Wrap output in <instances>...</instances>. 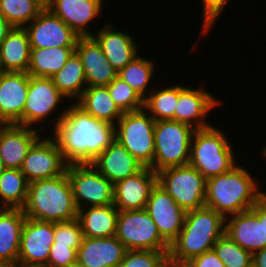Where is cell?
Instances as JSON below:
<instances>
[{"mask_svg":"<svg viewBox=\"0 0 266 267\" xmlns=\"http://www.w3.org/2000/svg\"><path fill=\"white\" fill-rule=\"evenodd\" d=\"M54 124L53 136L68 164L91 163L116 139L115 125L95 119L75 103Z\"/></svg>","mask_w":266,"mask_h":267,"instance_id":"6da1fadb","label":"cell"},{"mask_svg":"<svg viewBox=\"0 0 266 267\" xmlns=\"http://www.w3.org/2000/svg\"><path fill=\"white\" fill-rule=\"evenodd\" d=\"M257 184L246 168L235 165L224 174L206 179L205 206L225 218L249 210L266 194Z\"/></svg>","mask_w":266,"mask_h":267,"instance_id":"7a4b0ae2","label":"cell"},{"mask_svg":"<svg viewBox=\"0 0 266 267\" xmlns=\"http://www.w3.org/2000/svg\"><path fill=\"white\" fill-rule=\"evenodd\" d=\"M26 218L47 222H62L77 218L67 172L51 179L29 183L27 200L22 208Z\"/></svg>","mask_w":266,"mask_h":267,"instance_id":"3957f363","label":"cell"},{"mask_svg":"<svg viewBox=\"0 0 266 267\" xmlns=\"http://www.w3.org/2000/svg\"><path fill=\"white\" fill-rule=\"evenodd\" d=\"M226 218L206 206L186 212L183 228L170 244L169 253L181 263L213 249L225 234Z\"/></svg>","mask_w":266,"mask_h":267,"instance_id":"277c9868","label":"cell"},{"mask_svg":"<svg viewBox=\"0 0 266 267\" xmlns=\"http://www.w3.org/2000/svg\"><path fill=\"white\" fill-rule=\"evenodd\" d=\"M235 162L230 142L220 129L210 126L195 130L188 164L206 179L228 172Z\"/></svg>","mask_w":266,"mask_h":267,"instance_id":"5b68a950","label":"cell"},{"mask_svg":"<svg viewBox=\"0 0 266 267\" xmlns=\"http://www.w3.org/2000/svg\"><path fill=\"white\" fill-rule=\"evenodd\" d=\"M195 130L175 120L155 121V154L150 168L157 173L168 167L187 165Z\"/></svg>","mask_w":266,"mask_h":267,"instance_id":"8992f818","label":"cell"},{"mask_svg":"<svg viewBox=\"0 0 266 267\" xmlns=\"http://www.w3.org/2000/svg\"><path fill=\"white\" fill-rule=\"evenodd\" d=\"M116 124L115 140L144 167H150L155 154V120L141 109L123 113Z\"/></svg>","mask_w":266,"mask_h":267,"instance_id":"52a82bcc","label":"cell"},{"mask_svg":"<svg viewBox=\"0 0 266 267\" xmlns=\"http://www.w3.org/2000/svg\"><path fill=\"white\" fill-rule=\"evenodd\" d=\"M157 176L158 184L185 212L205 206L206 178L191 165L168 167Z\"/></svg>","mask_w":266,"mask_h":267,"instance_id":"ba28073f","label":"cell"},{"mask_svg":"<svg viewBox=\"0 0 266 267\" xmlns=\"http://www.w3.org/2000/svg\"><path fill=\"white\" fill-rule=\"evenodd\" d=\"M115 236L127 250L169 251L146 209L119 211Z\"/></svg>","mask_w":266,"mask_h":267,"instance_id":"9c48e42d","label":"cell"},{"mask_svg":"<svg viewBox=\"0 0 266 267\" xmlns=\"http://www.w3.org/2000/svg\"><path fill=\"white\" fill-rule=\"evenodd\" d=\"M74 201L78 209L114 203V184L90 163H72L66 168Z\"/></svg>","mask_w":266,"mask_h":267,"instance_id":"30bf717a","label":"cell"},{"mask_svg":"<svg viewBox=\"0 0 266 267\" xmlns=\"http://www.w3.org/2000/svg\"><path fill=\"white\" fill-rule=\"evenodd\" d=\"M225 233L251 254L265 248L264 196L251 209L227 216Z\"/></svg>","mask_w":266,"mask_h":267,"instance_id":"8fae6325","label":"cell"},{"mask_svg":"<svg viewBox=\"0 0 266 267\" xmlns=\"http://www.w3.org/2000/svg\"><path fill=\"white\" fill-rule=\"evenodd\" d=\"M67 165L57 140L46 137L31 146L20 170L30 183L62 175Z\"/></svg>","mask_w":266,"mask_h":267,"instance_id":"7c38bea8","label":"cell"},{"mask_svg":"<svg viewBox=\"0 0 266 267\" xmlns=\"http://www.w3.org/2000/svg\"><path fill=\"white\" fill-rule=\"evenodd\" d=\"M24 29L27 31L31 48L76 47L79 38L47 7Z\"/></svg>","mask_w":266,"mask_h":267,"instance_id":"4fadbf2b","label":"cell"},{"mask_svg":"<svg viewBox=\"0 0 266 267\" xmlns=\"http://www.w3.org/2000/svg\"><path fill=\"white\" fill-rule=\"evenodd\" d=\"M54 243V222L26 218L20 240L17 263L46 267Z\"/></svg>","mask_w":266,"mask_h":267,"instance_id":"5bb4252c","label":"cell"},{"mask_svg":"<svg viewBox=\"0 0 266 267\" xmlns=\"http://www.w3.org/2000/svg\"><path fill=\"white\" fill-rule=\"evenodd\" d=\"M145 209L161 237L170 245L183 228L186 212L158 183L152 189Z\"/></svg>","mask_w":266,"mask_h":267,"instance_id":"9a60e30c","label":"cell"},{"mask_svg":"<svg viewBox=\"0 0 266 267\" xmlns=\"http://www.w3.org/2000/svg\"><path fill=\"white\" fill-rule=\"evenodd\" d=\"M63 98L65 97L51 78L29 75V88L22 114V125L33 127V123L46 120V117L56 110Z\"/></svg>","mask_w":266,"mask_h":267,"instance_id":"2e32d148","label":"cell"},{"mask_svg":"<svg viewBox=\"0 0 266 267\" xmlns=\"http://www.w3.org/2000/svg\"><path fill=\"white\" fill-rule=\"evenodd\" d=\"M158 183L157 173L144 167L136 174L114 184V203L119 211L145 209L152 189Z\"/></svg>","mask_w":266,"mask_h":267,"instance_id":"e0dca14e","label":"cell"},{"mask_svg":"<svg viewBox=\"0 0 266 267\" xmlns=\"http://www.w3.org/2000/svg\"><path fill=\"white\" fill-rule=\"evenodd\" d=\"M28 88L27 72H5L0 77V124L22 125Z\"/></svg>","mask_w":266,"mask_h":267,"instance_id":"ac0fdd59","label":"cell"},{"mask_svg":"<svg viewBox=\"0 0 266 267\" xmlns=\"http://www.w3.org/2000/svg\"><path fill=\"white\" fill-rule=\"evenodd\" d=\"M179 85V98L176 105L174 120L187 124L194 129H204L210 127V123L205 122V117L212 108L219 105L220 100L214 95L200 87L190 89Z\"/></svg>","mask_w":266,"mask_h":267,"instance_id":"d6986e66","label":"cell"},{"mask_svg":"<svg viewBox=\"0 0 266 267\" xmlns=\"http://www.w3.org/2000/svg\"><path fill=\"white\" fill-rule=\"evenodd\" d=\"M33 127L0 124V158L6 168L21 169L31 146L40 138Z\"/></svg>","mask_w":266,"mask_h":267,"instance_id":"ffe728a7","label":"cell"},{"mask_svg":"<svg viewBox=\"0 0 266 267\" xmlns=\"http://www.w3.org/2000/svg\"><path fill=\"white\" fill-rule=\"evenodd\" d=\"M75 52L85 70L86 87L107 86L117 77V71L109 63L100 45L93 37H79Z\"/></svg>","mask_w":266,"mask_h":267,"instance_id":"44dd1931","label":"cell"},{"mask_svg":"<svg viewBox=\"0 0 266 267\" xmlns=\"http://www.w3.org/2000/svg\"><path fill=\"white\" fill-rule=\"evenodd\" d=\"M126 251V247L116 236L83 237L77 250V261L84 267H117Z\"/></svg>","mask_w":266,"mask_h":267,"instance_id":"7402d4cb","label":"cell"},{"mask_svg":"<svg viewBox=\"0 0 266 267\" xmlns=\"http://www.w3.org/2000/svg\"><path fill=\"white\" fill-rule=\"evenodd\" d=\"M46 7L79 37H92L87 25L102 11V0H50Z\"/></svg>","mask_w":266,"mask_h":267,"instance_id":"603a6c76","label":"cell"},{"mask_svg":"<svg viewBox=\"0 0 266 267\" xmlns=\"http://www.w3.org/2000/svg\"><path fill=\"white\" fill-rule=\"evenodd\" d=\"M90 164L113 184L136 174L144 168V166L116 140Z\"/></svg>","mask_w":266,"mask_h":267,"instance_id":"cb8c5ba5","label":"cell"},{"mask_svg":"<svg viewBox=\"0 0 266 267\" xmlns=\"http://www.w3.org/2000/svg\"><path fill=\"white\" fill-rule=\"evenodd\" d=\"M95 35L92 37L117 72L139 55L133 36L113 29L112 24H105Z\"/></svg>","mask_w":266,"mask_h":267,"instance_id":"d4e9b609","label":"cell"},{"mask_svg":"<svg viewBox=\"0 0 266 267\" xmlns=\"http://www.w3.org/2000/svg\"><path fill=\"white\" fill-rule=\"evenodd\" d=\"M78 209L77 218L83 237L107 238L115 236L119 210L113 205L88 206ZM86 209V210H85Z\"/></svg>","mask_w":266,"mask_h":267,"instance_id":"484cf974","label":"cell"},{"mask_svg":"<svg viewBox=\"0 0 266 267\" xmlns=\"http://www.w3.org/2000/svg\"><path fill=\"white\" fill-rule=\"evenodd\" d=\"M31 46L27 31L13 27L0 44V58L6 72H27L30 64Z\"/></svg>","mask_w":266,"mask_h":267,"instance_id":"4316f807","label":"cell"},{"mask_svg":"<svg viewBox=\"0 0 266 267\" xmlns=\"http://www.w3.org/2000/svg\"><path fill=\"white\" fill-rule=\"evenodd\" d=\"M26 219L22 209L6 208L0 215V262L18 261L21 230Z\"/></svg>","mask_w":266,"mask_h":267,"instance_id":"83f0119b","label":"cell"},{"mask_svg":"<svg viewBox=\"0 0 266 267\" xmlns=\"http://www.w3.org/2000/svg\"><path fill=\"white\" fill-rule=\"evenodd\" d=\"M76 105L99 121L116 125L123 112L112 100L106 86L87 87Z\"/></svg>","mask_w":266,"mask_h":267,"instance_id":"f1b7e54d","label":"cell"},{"mask_svg":"<svg viewBox=\"0 0 266 267\" xmlns=\"http://www.w3.org/2000/svg\"><path fill=\"white\" fill-rule=\"evenodd\" d=\"M75 52V47L31 48L30 76L51 78Z\"/></svg>","mask_w":266,"mask_h":267,"instance_id":"f546056e","label":"cell"},{"mask_svg":"<svg viewBox=\"0 0 266 267\" xmlns=\"http://www.w3.org/2000/svg\"><path fill=\"white\" fill-rule=\"evenodd\" d=\"M54 85L65 98L78 100L87 88L85 70L76 52L67 60L66 64L51 77Z\"/></svg>","mask_w":266,"mask_h":267,"instance_id":"4dcf8cb0","label":"cell"},{"mask_svg":"<svg viewBox=\"0 0 266 267\" xmlns=\"http://www.w3.org/2000/svg\"><path fill=\"white\" fill-rule=\"evenodd\" d=\"M29 182L20 169L6 168L0 175V201L5 208L22 209L27 200Z\"/></svg>","mask_w":266,"mask_h":267,"instance_id":"1f68e13d","label":"cell"},{"mask_svg":"<svg viewBox=\"0 0 266 267\" xmlns=\"http://www.w3.org/2000/svg\"><path fill=\"white\" fill-rule=\"evenodd\" d=\"M45 7L41 0H0V14L19 28L31 23Z\"/></svg>","mask_w":266,"mask_h":267,"instance_id":"d6a6232c","label":"cell"},{"mask_svg":"<svg viewBox=\"0 0 266 267\" xmlns=\"http://www.w3.org/2000/svg\"><path fill=\"white\" fill-rule=\"evenodd\" d=\"M179 98V85L152 91L144 99V110L155 120H174Z\"/></svg>","mask_w":266,"mask_h":267,"instance_id":"836d02e7","label":"cell"},{"mask_svg":"<svg viewBox=\"0 0 266 267\" xmlns=\"http://www.w3.org/2000/svg\"><path fill=\"white\" fill-rule=\"evenodd\" d=\"M154 63L144 57L136 56L122 70L117 73V76L127 82L136 93L145 99L149 92L146 93V88L150 82V78L154 74Z\"/></svg>","mask_w":266,"mask_h":267,"instance_id":"e575fe53","label":"cell"},{"mask_svg":"<svg viewBox=\"0 0 266 267\" xmlns=\"http://www.w3.org/2000/svg\"><path fill=\"white\" fill-rule=\"evenodd\" d=\"M213 249L225 267H252V254L239 246L226 233L217 240Z\"/></svg>","mask_w":266,"mask_h":267,"instance_id":"d590c367","label":"cell"},{"mask_svg":"<svg viewBox=\"0 0 266 267\" xmlns=\"http://www.w3.org/2000/svg\"><path fill=\"white\" fill-rule=\"evenodd\" d=\"M112 100L123 112H133L143 109L144 99L135 90L118 76L107 86Z\"/></svg>","mask_w":266,"mask_h":267,"instance_id":"8d00e7d4","label":"cell"},{"mask_svg":"<svg viewBox=\"0 0 266 267\" xmlns=\"http://www.w3.org/2000/svg\"><path fill=\"white\" fill-rule=\"evenodd\" d=\"M83 239L82 228L78 218L54 222V243L69 245L70 248L78 249Z\"/></svg>","mask_w":266,"mask_h":267,"instance_id":"74e56055","label":"cell"},{"mask_svg":"<svg viewBox=\"0 0 266 267\" xmlns=\"http://www.w3.org/2000/svg\"><path fill=\"white\" fill-rule=\"evenodd\" d=\"M169 251L127 250L117 267H153Z\"/></svg>","mask_w":266,"mask_h":267,"instance_id":"f35d334b","label":"cell"},{"mask_svg":"<svg viewBox=\"0 0 266 267\" xmlns=\"http://www.w3.org/2000/svg\"><path fill=\"white\" fill-rule=\"evenodd\" d=\"M77 250L69 245L53 244L50 248L46 267H66L77 261Z\"/></svg>","mask_w":266,"mask_h":267,"instance_id":"ab89813d","label":"cell"},{"mask_svg":"<svg viewBox=\"0 0 266 267\" xmlns=\"http://www.w3.org/2000/svg\"><path fill=\"white\" fill-rule=\"evenodd\" d=\"M230 0H202L203 4V29L201 35L204 36L211 30L210 27L216 21L218 15L225 9L224 7Z\"/></svg>","mask_w":266,"mask_h":267,"instance_id":"60d3db41","label":"cell"},{"mask_svg":"<svg viewBox=\"0 0 266 267\" xmlns=\"http://www.w3.org/2000/svg\"><path fill=\"white\" fill-rule=\"evenodd\" d=\"M190 267H225L214 249L205 251L187 262Z\"/></svg>","mask_w":266,"mask_h":267,"instance_id":"b9f144b4","label":"cell"},{"mask_svg":"<svg viewBox=\"0 0 266 267\" xmlns=\"http://www.w3.org/2000/svg\"><path fill=\"white\" fill-rule=\"evenodd\" d=\"M153 267H183V263L175 259L169 252L165 253Z\"/></svg>","mask_w":266,"mask_h":267,"instance_id":"7bdbcfd3","label":"cell"},{"mask_svg":"<svg viewBox=\"0 0 266 267\" xmlns=\"http://www.w3.org/2000/svg\"><path fill=\"white\" fill-rule=\"evenodd\" d=\"M252 267H266V247L252 254Z\"/></svg>","mask_w":266,"mask_h":267,"instance_id":"ee69618b","label":"cell"},{"mask_svg":"<svg viewBox=\"0 0 266 267\" xmlns=\"http://www.w3.org/2000/svg\"><path fill=\"white\" fill-rule=\"evenodd\" d=\"M12 29L13 26L0 14V44Z\"/></svg>","mask_w":266,"mask_h":267,"instance_id":"f6af8a7d","label":"cell"},{"mask_svg":"<svg viewBox=\"0 0 266 267\" xmlns=\"http://www.w3.org/2000/svg\"><path fill=\"white\" fill-rule=\"evenodd\" d=\"M264 228L266 229V194L264 195Z\"/></svg>","mask_w":266,"mask_h":267,"instance_id":"bcb514c9","label":"cell"},{"mask_svg":"<svg viewBox=\"0 0 266 267\" xmlns=\"http://www.w3.org/2000/svg\"><path fill=\"white\" fill-rule=\"evenodd\" d=\"M66 267H84L83 265H81L78 261H75L71 264H69L68 266Z\"/></svg>","mask_w":266,"mask_h":267,"instance_id":"7dc6e473","label":"cell"},{"mask_svg":"<svg viewBox=\"0 0 266 267\" xmlns=\"http://www.w3.org/2000/svg\"><path fill=\"white\" fill-rule=\"evenodd\" d=\"M0 267H16V264H14V263H1L0 262Z\"/></svg>","mask_w":266,"mask_h":267,"instance_id":"c3c4849f","label":"cell"},{"mask_svg":"<svg viewBox=\"0 0 266 267\" xmlns=\"http://www.w3.org/2000/svg\"><path fill=\"white\" fill-rule=\"evenodd\" d=\"M6 169L2 159L0 158V175L4 172V170Z\"/></svg>","mask_w":266,"mask_h":267,"instance_id":"681fc988","label":"cell"},{"mask_svg":"<svg viewBox=\"0 0 266 267\" xmlns=\"http://www.w3.org/2000/svg\"><path fill=\"white\" fill-rule=\"evenodd\" d=\"M16 267H43V266H29V265H24V264L16 263Z\"/></svg>","mask_w":266,"mask_h":267,"instance_id":"f907efd6","label":"cell"},{"mask_svg":"<svg viewBox=\"0 0 266 267\" xmlns=\"http://www.w3.org/2000/svg\"><path fill=\"white\" fill-rule=\"evenodd\" d=\"M6 71L3 69L1 58H0V77L5 73Z\"/></svg>","mask_w":266,"mask_h":267,"instance_id":"816d5d0a","label":"cell"},{"mask_svg":"<svg viewBox=\"0 0 266 267\" xmlns=\"http://www.w3.org/2000/svg\"><path fill=\"white\" fill-rule=\"evenodd\" d=\"M6 208L3 205H0V215L2 214V212L5 210Z\"/></svg>","mask_w":266,"mask_h":267,"instance_id":"f5cc1de1","label":"cell"},{"mask_svg":"<svg viewBox=\"0 0 266 267\" xmlns=\"http://www.w3.org/2000/svg\"><path fill=\"white\" fill-rule=\"evenodd\" d=\"M41 1L47 4L50 0H41Z\"/></svg>","mask_w":266,"mask_h":267,"instance_id":"db71d44e","label":"cell"},{"mask_svg":"<svg viewBox=\"0 0 266 267\" xmlns=\"http://www.w3.org/2000/svg\"><path fill=\"white\" fill-rule=\"evenodd\" d=\"M183 267H190L187 263H183Z\"/></svg>","mask_w":266,"mask_h":267,"instance_id":"11a10c76","label":"cell"}]
</instances>
